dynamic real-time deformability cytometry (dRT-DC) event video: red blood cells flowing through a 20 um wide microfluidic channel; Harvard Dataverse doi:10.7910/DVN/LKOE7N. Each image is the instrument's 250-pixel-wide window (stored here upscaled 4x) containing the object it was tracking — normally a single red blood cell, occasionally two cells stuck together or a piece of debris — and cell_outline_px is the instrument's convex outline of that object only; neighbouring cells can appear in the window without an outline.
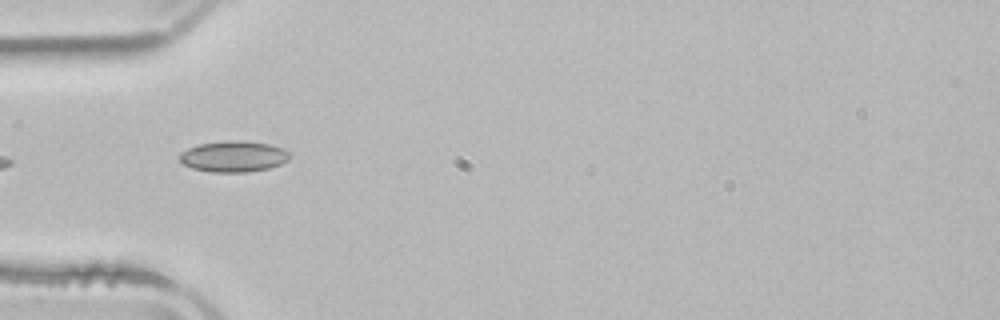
{"species": "common noctule bat (a hibernating species)", "species_latin": "Nyctalus noctula", "temperature_condition": "room temperature", "stored_images_in_passage": 3, "camera_frame_rate_fps": 3000, "um_per_image_px": 0.085, "animal": {"sex": "male", "body_mass_g": 21.5, "forearm_length_mm": 52.0}, "frame": {"image": 1, "passage_image": 2, "time_ms": 1.667, "image_size_px": [1000, 320], "cell_outline_px": [[292, 156], [288, 160], [280, 164], [268, 168], [248, 172], [212, 172], [192, 168], [184, 164], [180, 160], [180, 152], [188, 148], [200, 144], [228, 140], [244, 140], [268, 144], [284, 148]], "centroid_in_image_um": [19.87, 13.29], "position_along_channel_um": 65.1, "area_um2": 19.94}}
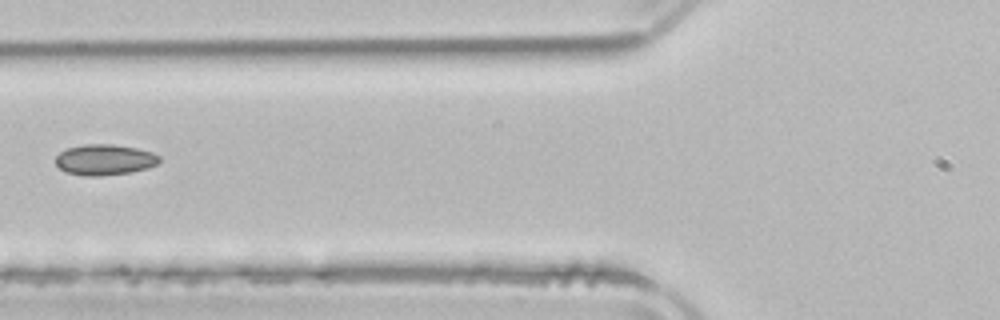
{"frame": {"image": 2, "passage_image": 3, "time_ms": 3.0, "image_size_px": [1000, 320], "cell_outline_px": [[160, 160], [156, 164], [148, 168], [132, 172], [100, 176], [84, 176], [64, 172], [56, 164], [56, 156], [60, 152], [68, 148], [84, 144], [112, 144], [136, 148], [152, 152], [160, 156]], "centroid_in_image_um": [8.89, 13.58], "position_along_channel_um": 116.9, "area_um2": 18.67}}